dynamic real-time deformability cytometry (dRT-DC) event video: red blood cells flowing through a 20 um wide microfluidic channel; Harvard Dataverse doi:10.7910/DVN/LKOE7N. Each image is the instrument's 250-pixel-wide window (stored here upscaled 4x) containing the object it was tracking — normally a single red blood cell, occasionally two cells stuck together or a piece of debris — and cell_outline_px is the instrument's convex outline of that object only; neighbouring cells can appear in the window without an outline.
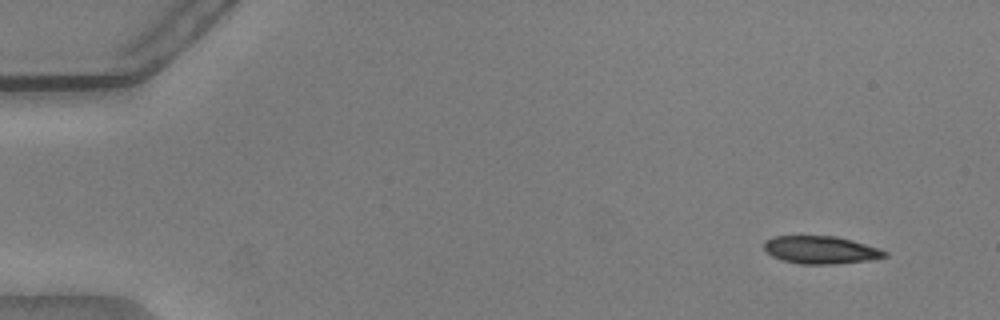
{"species": "common noctule bat (a hibernating species)", "species_latin": "Nyctalus noctula", "temperature_condition": "warm", "stored_images_in_passage": 54, "camera_frame_rate_fps": 3000, "um_per_image_px": 0.085, "animal": {"sex": "male", "body_mass_g": 20.5, "forearm_length_mm": 52.5}, "frame": {"image": 1, "passage_image": 4, "time_ms": 1.0, "image_size_px": [1000, 320], "cell_outline_px": [[888, 256], [872, 260], [836, 264], [800, 264], [784, 260], [772, 256], [764, 248], [764, 240], [772, 236], [836, 236], [852, 240], [880, 248], [888, 252]], "centroid_in_image_um": [69.8, 21.24], "position_along_channel_um": 15.2, "area_um2": 19.65}}
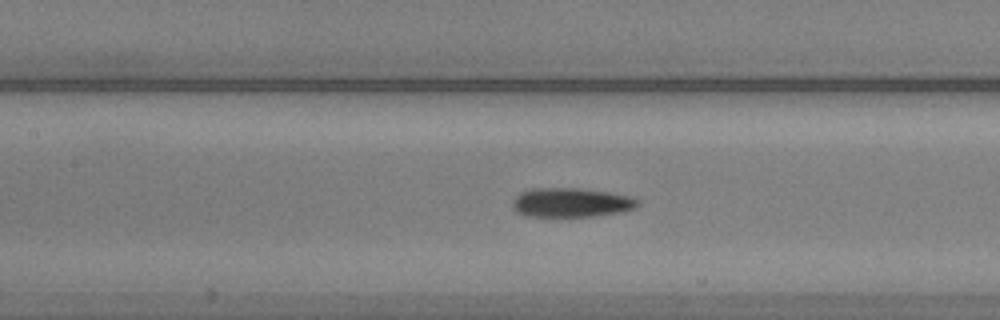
{"frame": {"image": 2, "passage_image": 25, "time_ms": 8.0, "image_size_px": [1000, 320], "cell_outline_px": [[640, 204], [636, 208], [620, 212], [592, 216], [528, 216], [516, 212], [512, 208], [512, 200], [520, 192], [532, 188], [580, 188], [608, 192], [628, 196], [640, 200]], "centroid_in_image_um": [48.53, 17.21], "position_along_channel_um": 158.9, "area_um2": 21.39}}
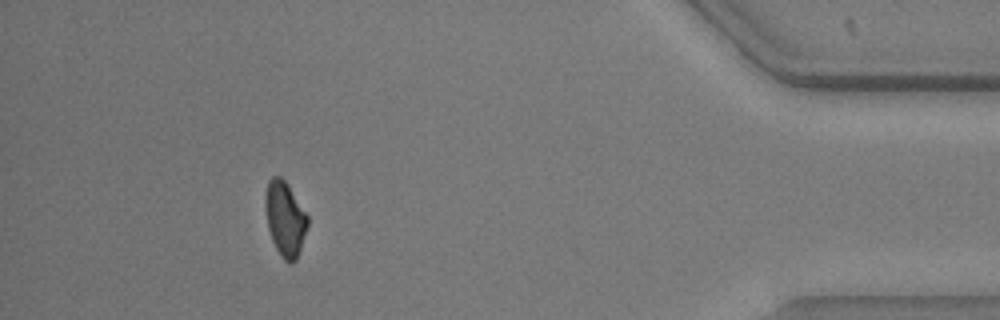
{"frame": {"image": 3, "passage_image": 49, "time_ms": 16.0, "image_size_px": [1000, 320], "cell_outline_px": [[308, 224], [296, 260], [292, 264], [288, 264], [280, 256], [272, 240], [268, 228], [264, 204], [264, 192], [268, 180], [272, 176], [280, 176], [288, 184], [308, 216]], "centroid_in_image_um": [24.2, 18.58], "position_along_channel_um": 411.0, "area_um2": 18.55}, "authors_computed_cell_mechanics": {"area_um2": 20.2878, "velocity_mm_per_s": 3.7896, "shape_relaxation_time_tau1_ms": 7.991, "shape_relaxation_time_tau2_ms": 5.296, "deformation_change_tau1": 0.206, "deformation_change_tau2": 0.1225}}